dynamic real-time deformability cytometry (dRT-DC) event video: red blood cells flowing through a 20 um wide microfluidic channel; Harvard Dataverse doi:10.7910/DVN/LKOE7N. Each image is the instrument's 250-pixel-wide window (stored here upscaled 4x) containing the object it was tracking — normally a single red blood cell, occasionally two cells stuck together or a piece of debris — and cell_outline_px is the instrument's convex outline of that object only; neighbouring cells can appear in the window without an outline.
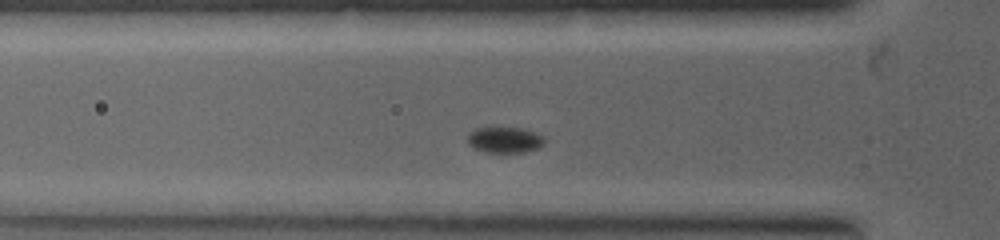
{"species": "common noctule bat (a hibernating species)", "species_latin": "Nyctalus noctula", "temperature_condition": "warm", "stored_images_in_passage": 2, "camera_frame_rate_fps": 5000, "um_per_image_px": 0.085, "animal": {"sex": "female", "body_mass_g": 19.0, "forearm_length_mm": 53.3}, "frame": {"image": 1, "passage_image": 2, "time_ms": 0.8, "image_size_px": [1000, 240], "cell_outline_px": [[544, 144], [540, 148], [524, 152], [488, 152], [476, 148], [468, 144], [468, 136], [476, 128], [520, 128], [544, 136]], "centroid_in_image_um": [42.94, 11.9], "position_along_channel_um": 82.9, "area_um2": 11.33}}